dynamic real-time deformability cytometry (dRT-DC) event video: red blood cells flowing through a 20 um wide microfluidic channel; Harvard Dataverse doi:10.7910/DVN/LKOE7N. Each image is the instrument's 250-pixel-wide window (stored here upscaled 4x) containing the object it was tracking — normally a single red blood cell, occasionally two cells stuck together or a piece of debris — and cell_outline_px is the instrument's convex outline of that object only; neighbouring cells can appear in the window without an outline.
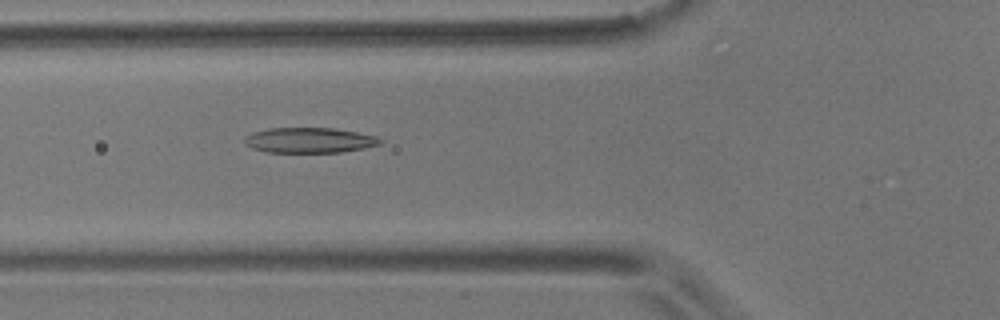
{"species": "common noctule bat (a hibernating species)", "species_latin": "Nyctalus noctula", "temperature_condition": "room temperature", "stored_images_in_passage": 41, "camera_frame_rate_fps": 3000, "um_per_image_px": 0.085, "animal": {"sex": "male", "body_mass_g": 17.9}, "frame": {"image": 1, "passage_image": 5, "time_ms": 1.333, "image_size_px": [1000, 320], "cell_outline_px": [[384, 140], [380, 144], [364, 148], [340, 152], [264, 152], [252, 148], [244, 144], [244, 136], [252, 132], [268, 128], [336, 128], [376, 136]], "centroid_in_image_um": [26.27, 11.91], "position_along_channel_um": 99.5, "area_um2": 20.11}}
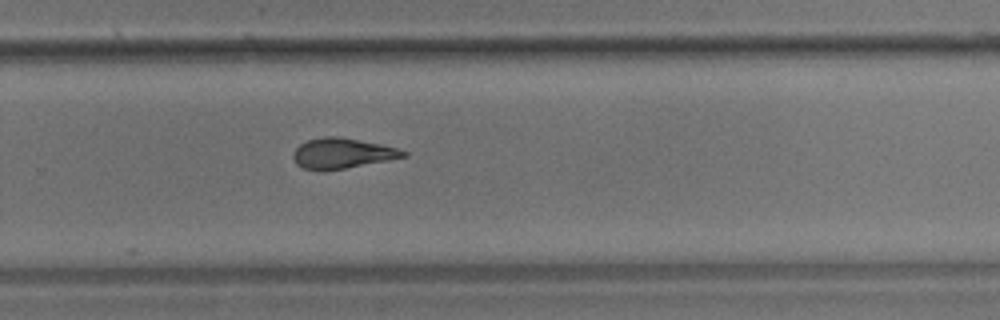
{"frame": {"image": 2, "passage_image": 22, "time_ms": 7.0, "image_size_px": [1000, 320], "cell_outline_px": [[408, 156], [388, 160], [344, 168], [304, 168], [296, 164], [292, 156], [296, 148], [300, 144], [308, 140], [324, 136], [336, 136], [380, 144], [396, 148], [408, 152]], "centroid_in_image_um": [29.1, 13.0], "position_along_channel_um": 300.7, "area_um2": 18.79}}
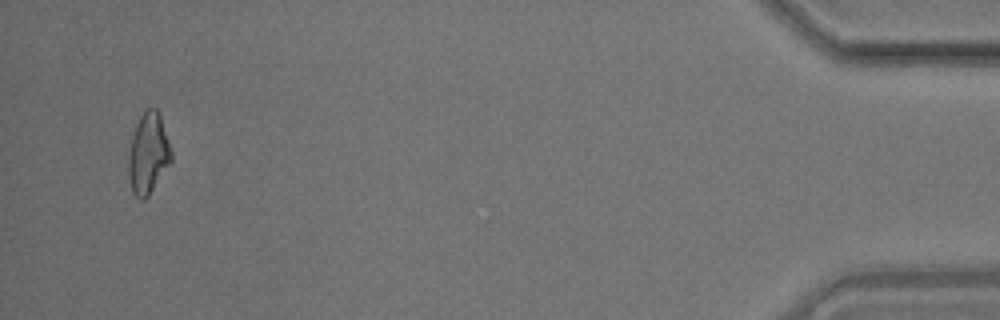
{"frame": {"image": 3, "passage_image": 39, "time_ms": 12.667, "image_size_px": [1000, 320], "cell_outline_px": [[172, 160], [148, 196], [144, 200], [140, 200], [132, 192], [128, 176], [128, 156], [132, 136], [136, 124], [140, 116], [148, 108], [156, 108], [160, 112], [172, 152]], "centroid_in_image_um": [12.6, 13.04], "position_along_channel_um": 422.6, "area_um2": 20.23}, "authors_computed_cell_mechanics": {"area_um2": 20.1144, "velocity_mm_per_s": 3.5508, "shape_relaxation_time_tau1_ms": null, "shape_relaxation_time_tau2_ms": 2.831, "deformation_change_tau1": null, "deformation_change_tau2": 0.1161}}